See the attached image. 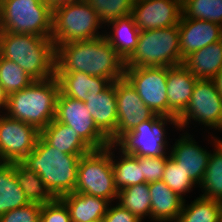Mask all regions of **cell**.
<instances>
[{"mask_svg":"<svg viewBox=\"0 0 222 222\" xmlns=\"http://www.w3.org/2000/svg\"><path fill=\"white\" fill-rule=\"evenodd\" d=\"M55 72H83L115 82L124 78L125 61L102 36L56 45Z\"/></svg>","mask_w":222,"mask_h":222,"instance_id":"cell-1","label":"cell"},{"mask_svg":"<svg viewBox=\"0 0 222 222\" xmlns=\"http://www.w3.org/2000/svg\"><path fill=\"white\" fill-rule=\"evenodd\" d=\"M70 155L49 145L40 135L34 150L21 163L37 172L56 198L75 192L80 157Z\"/></svg>","mask_w":222,"mask_h":222,"instance_id":"cell-2","label":"cell"},{"mask_svg":"<svg viewBox=\"0 0 222 222\" xmlns=\"http://www.w3.org/2000/svg\"><path fill=\"white\" fill-rule=\"evenodd\" d=\"M0 56L18 64L34 80L55 76L56 46L51 38L6 32Z\"/></svg>","mask_w":222,"mask_h":222,"instance_id":"cell-3","label":"cell"},{"mask_svg":"<svg viewBox=\"0 0 222 222\" xmlns=\"http://www.w3.org/2000/svg\"><path fill=\"white\" fill-rule=\"evenodd\" d=\"M59 92L60 85L56 76L34 80L28 87L8 96L3 113L41 131L55 119Z\"/></svg>","mask_w":222,"mask_h":222,"instance_id":"cell-4","label":"cell"},{"mask_svg":"<svg viewBox=\"0 0 222 222\" xmlns=\"http://www.w3.org/2000/svg\"><path fill=\"white\" fill-rule=\"evenodd\" d=\"M179 27L141 31L138 44L125 60V68L174 67L181 65Z\"/></svg>","mask_w":222,"mask_h":222,"instance_id":"cell-5","label":"cell"},{"mask_svg":"<svg viewBox=\"0 0 222 222\" xmlns=\"http://www.w3.org/2000/svg\"><path fill=\"white\" fill-rule=\"evenodd\" d=\"M99 15L86 0H74L53 8L51 39L55 46L104 36Z\"/></svg>","mask_w":222,"mask_h":222,"instance_id":"cell-6","label":"cell"},{"mask_svg":"<svg viewBox=\"0 0 222 222\" xmlns=\"http://www.w3.org/2000/svg\"><path fill=\"white\" fill-rule=\"evenodd\" d=\"M75 192L115 202L118 189L111 163V144L80 157Z\"/></svg>","mask_w":222,"mask_h":222,"instance_id":"cell-7","label":"cell"},{"mask_svg":"<svg viewBox=\"0 0 222 222\" xmlns=\"http://www.w3.org/2000/svg\"><path fill=\"white\" fill-rule=\"evenodd\" d=\"M6 32L51 38L53 9L35 0H0Z\"/></svg>","mask_w":222,"mask_h":222,"instance_id":"cell-8","label":"cell"},{"mask_svg":"<svg viewBox=\"0 0 222 222\" xmlns=\"http://www.w3.org/2000/svg\"><path fill=\"white\" fill-rule=\"evenodd\" d=\"M191 121L222 131V96L212 79H198L191 99L176 120L177 130L184 132Z\"/></svg>","mask_w":222,"mask_h":222,"instance_id":"cell-9","label":"cell"},{"mask_svg":"<svg viewBox=\"0 0 222 222\" xmlns=\"http://www.w3.org/2000/svg\"><path fill=\"white\" fill-rule=\"evenodd\" d=\"M168 67L125 68L124 78L154 114L168 119L167 97Z\"/></svg>","mask_w":222,"mask_h":222,"instance_id":"cell-10","label":"cell"},{"mask_svg":"<svg viewBox=\"0 0 222 222\" xmlns=\"http://www.w3.org/2000/svg\"><path fill=\"white\" fill-rule=\"evenodd\" d=\"M167 123L176 128V122L155 114L151 119L140 123L117 144L127 153L135 156L165 155L169 149L165 128Z\"/></svg>","mask_w":222,"mask_h":222,"instance_id":"cell-11","label":"cell"},{"mask_svg":"<svg viewBox=\"0 0 222 222\" xmlns=\"http://www.w3.org/2000/svg\"><path fill=\"white\" fill-rule=\"evenodd\" d=\"M55 120L74 129L93 150L103 149L111 144L95 125L85 102L65 96L61 91L57 98Z\"/></svg>","mask_w":222,"mask_h":222,"instance_id":"cell-12","label":"cell"},{"mask_svg":"<svg viewBox=\"0 0 222 222\" xmlns=\"http://www.w3.org/2000/svg\"><path fill=\"white\" fill-rule=\"evenodd\" d=\"M39 135L32 125L0 113V162H21L34 150Z\"/></svg>","mask_w":222,"mask_h":222,"instance_id":"cell-13","label":"cell"},{"mask_svg":"<svg viewBox=\"0 0 222 222\" xmlns=\"http://www.w3.org/2000/svg\"><path fill=\"white\" fill-rule=\"evenodd\" d=\"M116 102L117 128L116 133L109 139L111 144H117L140 123L155 115L125 78L116 81Z\"/></svg>","mask_w":222,"mask_h":222,"instance_id":"cell-14","label":"cell"},{"mask_svg":"<svg viewBox=\"0 0 222 222\" xmlns=\"http://www.w3.org/2000/svg\"><path fill=\"white\" fill-rule=\"evenodd\" d=\"M182 0H134L131 16L141 31L178 25Z\"/></svg>","mask_w":222,"mask_h":222,"instance_id":"cell-15","label":"cell"},{"mask_svg":"<svg viewBox=\"0 0 222 222\" xmlns=\"http://www.w3.org/2000/svg\"><path fill=\"white\" fill-rule=\"evenodd\" d=\"M184 134V135H183ZM179 139L173 144L169 156L181 167L188 177L200 186L205 170L208 165V158L211 151L202 148L198 145L193 135L187 133L180 134Z\"/></svg>","mask_w":222,"mask_h":222,"instance_id":"cell-16","label":"cell"},{"mask_svg":"<svg viewBox=\"0 0 222 222\" xmlns=\"http://www.w3.org/2000/svg\"><path fill=\"white\" fill-rule=\"evenodd\" d=\"M178 27L182 60L199 49L222 40V26L209 21L181 15Z\"/></svg>","mask_w":222,"mask_h":222,"instance_id":"cell-17","label":"cell"},{"mask_svg":"<svg viewBox=\"0 0 222 222\" xmlns=\"http://www.w3.org/2000/svg\"><path fill=\"white\" fill-rule=\"evenodd\" d=\"M197 78L183 64L168 67L167 97L168 119L176 122L190 102Z\"/></svg>","mask_w":222,"mask_h":222,"instance_id":"cell-18","label":"cell"},{"mask_svg":"<svg viewBox=\"0 0 222 222\" xmlns=\"http://www.w3.org/2000/svg\"><path fill=\"white\" fill-rule=\"evenodd\" d=\"M84 102L97 128L110 139L117 128L116 81L99 93H91Z\"/></svg>","mask_w":222,"mask_h":222,"instance_id":"cell-19","label":"cell"},{"mask_svg":"<svg viewBox=\"0 0 222 222\" xmlns=\"http://www.w3.org/2000/svg\"><path fill=\"white\" fill-rule=\"evenodd\" d=\"M151 196V221L175 222L185 198L171 190L162 180L148 183Z\"/></svg>","mask_w":222,"mask_h":222,"instance_id":"cell-20","label":"cell"},{"mask_svg":"<svg viewBox=\"0 0 222 222\" xmlns=\"http://www.w3.org/2000/svg\"><path fill=\"white\" fill-rule=\"evenodd\" d=\"M40 136L51 146L70 155H85L93 149L71 127L53 119Z\"/></svg>","mask_w":222,"mask_h":222,"instance_id":"cell-21","label":"cell"},{"mask_svg":"<svg viewBox=\"0 0 222 222\" xmlns=\"http://www.w3.org/2000/svg\"><path fill=\"white\" fill-rule=\"evenodd\" d=\"M60 91L76 100L85 101L93 92L103 91L111 81L103 77L90 76L83 72H55Z\"/></svg>","mask_w":222,"mask_h":222,"instance_id":"cell-22","label":"cell"},{"mask_svg":"<svg viewBox=\"0 0 222 222\" xmlns=\"http://www.w3.org/2000/svg\"><path fill=\"white\" fill-rule=\"evenodd\" d=\"M60 199L69 210L71 222L102 220L110 205L106 199L77 192L63 195Z\"/></svg>","mask_w":222,"mask_h":222,"instance_id":"cell-23","label":"cell"},{"mask_svg":"<svg viewBox=\"0 0 222 222\" xmlns=\"http://www.w3.org/2000/svg\"><path fill=\"white\" fill-rule=\"evenodd\" d=\"M182 64L197 79H213L222 69V40L190 54Z\"/></svg>","mask_w":222,"mask_h":222,"instance_id":"cell-24","label":"cell"},{"mask_svg":"<svg viewBox=\"0 0 222 222\" xmlns=\"http://www.w3.org/2000/svg\"><path fill=\"white\" fill-rule=\"evenodd\" d=\"M117 148L120 156L115 159L114 151ZM111 163L118 191L128 186L145 183L142 171V156L129 154L118 144H111Z\"/></svg>","mask_w":222,"mask_h":222,"instance_id":"cell-25","label":"cell"},{"mask_svg":"<svg viewBox=\"0 0 222 222\" xmlns=\"http://www.w3.org/2000/svg\"><path fill=\"white\" fill-rule=\"evenodd\" d=\"M110 26V32L102 30L104 37L125 61L138 44L140 30L131 15L108 23L107 29Z\"/></svg>","mask_w":222,"mask_h":222,"instance_id":"cell-26","label":"cell"},{"mask_svg":"<svg viewBox=\"0 0 222 222\" xmlns=\"http://www.w3.org/2000/svg\"><path fill=\"white\" fill-rule=\"evenodd\" d=\"M14 173V163L0 162V216L30 203Z\"/></svg>","mask_w":222,"mask_h":222,"instance_id":"cell-27","label":"cell"},{"mask_svg":"<svg viewBox=\"0 0 222 222\" xmlns=\"http://www.w3.org/2000/svg\"><path fill=\"white\" fill-rule=\"evenodd\" d=\"M212 144L215 147L210 153L208 165L203 180L199 186L204 198L214 199L222 202V138L212 136Z\"/></svg>","mask_w":222,"mask_h":222,"instance_id":"cell-28","label":"cell"},{"mask_svg":"<svg viewBox=\"0 0 222 222\" xmlns=\"http://www.w3.org/2000/svg\"><path fill=\"white\" fill-rule=\"evenodd\" d=\"M14 166L15 178L30 203L43 206L56 199L37 172L29 170L21 162H15Z\"/></svg>","mask_w":222,"mask_h":222,"instance_id":"cell-29","label":"cell"},{"mask_svg":"<svg viewBox=\"0 0 222 222\" xmlns=\"http://www.w3.org/2000/svg\"><path fill=\"white\" fill-rule=\"evenodd\" d=\"M222 202L214 199L196 197L184 205L175 222H220Z\"/></svg>","mask_w":222,"mask_h":222,"instance_id":"cell-30","label":"cell"},{"mask_svg":"<svg viewBox=\"0 0 222 222\" xmlns=\"http://www.w3.org/2000/svg\"><path fill=\"white\" fill-rule=\"evenodd\" d=\"M118 203L140 220L151 218V196L148 183L128 186L118 191ZM144 218V219H143Z\"/></svg>","mask_w":222,"mask_h":222,"instance_id":"cell-31","label":"cell"},{"mask_svg":"<svg viewBox=\"0 0 222 222\" xmlns=\"http://www.w3.org/2000/svg\"><path fill=\"white\" fill-rule=\"evenodd\" d=\"M182 15L222 26V0H182Z\"/></svg>","mask_w":222,"mask_h":222,"instance_id":"cell-32","label":"cell"},{"mask_svg":"<svg viewBox=\"0 0 222 222\" xmlns=\"http://www.w3.org/2000/svg\"><path fill=\"white\" fill-rule=\"evenodd\" d=\"M33 81L18 64L0 56V85L8 96L28 87Z\"/></svg>","mask_w":222,"mask_h":222,"instance_id":"cell-33","label":"cell"},{"mask_svg":"<svg viewBox=\"0 0 222 222\" xmlns=\"http://www.w3.org/2000/svg\"><path fill=\"white\" fill-rule=\"evenodd\" d=\"M99 15L102 24L131 15L134 0H86Z\"/></svg>","mask_w":222,"mask_h":222,"instance_id":"cell-34","label":"cell"},{"mask_svg":"<svg viewBox=\"0 0 222 222\" xmlns=\"http://www.w3.org/2000/svg\"><path fill=\"white\" fill-rule=\"evenodd\" d=\"M162 181L182 198L197 186L170 156L165 164Z\"/></svg>","mask_w":222,"mask_h":222,"instance_id":"cell-35","label":"cell"},{"mask_svg":"<svg viewBox=\"0 0 222 222\" xmlns=\"http://www.w3.org/2000/svg\"><path fill=\"white\" fill-rule=\"evenodd\" d=\"M167 155L165 154L155 157L142 156V171L145 183L162 180L165 164L170 154L168 153Z\"/></svg>","mask_w":222,"mask_h":222,"instance_id":"cell-36","label":"cell"},{"mask_svg":"<svg viewBox=\"0 0 222 222\" xmlns=\"http://www.w3.org/2000/svg\"><path fill=\"white\" fill-rule=\"evenodd\" d=\"M41 206L29 203L0 216V222H40Z\"/></svg>","mask_w":222,"mask_h":222,"instance_id":"cell-37","label":"cell"},{"mask_svg":"<svg viewBox=\"0 0 222 222\" xmlns=\"http://www.w3.org/2000/svg\"><path fill=\"white\" fill-rule=\"evenodd\" d=\"M40 222H71L66 204L56 198L53 202L41 206Z\"/></svg>","mask_w":222,"mask_h":222,"instance_id":"cell-38","label":"cell"},{"mask_svg":"<svg viewBox=\"0 0 222 222\" xmlns=\"http://www.w3.org/2000/svg\"><path fill=\"white\" fill-rule=\"evenodd\" d=\"M110 203L106 215L103 217L102 222H142L136 215L132 214L129 210L122 207L119 203L116 206Z\"/></svg>","mask_w":222,"mask_h":222,"instance_id":"cell-39","label":"cell"},{"mask_svg":"<svg viewBox=\"0 0 222 222\" xmlns=\"http://www.w3.org/2000/svg\"><path fill=\"white\" fill-rule=\"evenodd\" d=\"M7 100H8V95L5 93L3 87L0 85V113L4 112V110L6 109Z\"/></svg>","mask_w":222,"mask_h":222,"instance_id":"cell-40","label":"cell"},{"mask_svg":"<svg viewBox=\"0 0 222 222\" xmlns=\"http://www.w3.org/2000/svg\"><path fill=\"white\" fill-rule=\"evenodd\" d=\"M212 80L217 88V91L222 96V69L218 72V74Z\"/></svg>","mask_w":222,"mask_h":222,"instance_id":"cell-41","label":"cell"},{"mask_svg":"<svg viewBox=\"0 0 222 222\" xmlns=\"http://www.w3.org/2000/svg\"><path fill=\"white\" fill-rule=\"evenodd\" d=\"M71 1H74V0H49V6L53 9L56 6L66 4V3L71 2Z\"/></svg>","mask_w":222,"mask_h":222,"instance_id":"cell-42","label":"cell"},{"mask_svg":"<svg viewBox=\"0 0 222 222\" xmlns=\"http://www.w3.org/2000/svg\"><path fill=\"white\" fill-rule=\"evenodd\" d=\"M5 33H6V31H5V26H4V20L2 18V12L0 9V46H1V42H2V39H3Z\"/></svg>","mask_w":222,"mask_h":222,"instance_id":"cell-43","label":"cell"},{"mask_svg":"<svg viewBox=\"0 0 222 222\" xmlns=\"http://www.w3.org/2000/svg\"><path fill=\"white\" fill-rule=\"evenodd\" d=\"M35 1L42 4H49V0H35Z\"/></svg>","mask_w":222,"mask_h":222,"instance_id":"cell-44","label":"cell"},{"mask_svg":"<svg viewBox=\"0 0 222 222\" xmlns=\"http://www.w3.org/2000/svg\"><path fill=\"white\" fill-rule=\"evenodd\" d=\"M89 222H102V220H93V221H89Z\"/></svg>","mask_w":222,"mask_h":222,"instance_id":"cell-45","label":"cell"},{"mask_svg":"<svg viewBox=\"0 0 222 222\" xmlns=\"http://www.w3.org/2000/svg\"><path fill=\"white\" fill-rule=\"evenodd\" d=\"M220 222H222V211H221V217H220Z\"/></svg>","mask_w":222,"mask_h":222,"instance_id":"cell-46","label":"cell"}]
</instances>
